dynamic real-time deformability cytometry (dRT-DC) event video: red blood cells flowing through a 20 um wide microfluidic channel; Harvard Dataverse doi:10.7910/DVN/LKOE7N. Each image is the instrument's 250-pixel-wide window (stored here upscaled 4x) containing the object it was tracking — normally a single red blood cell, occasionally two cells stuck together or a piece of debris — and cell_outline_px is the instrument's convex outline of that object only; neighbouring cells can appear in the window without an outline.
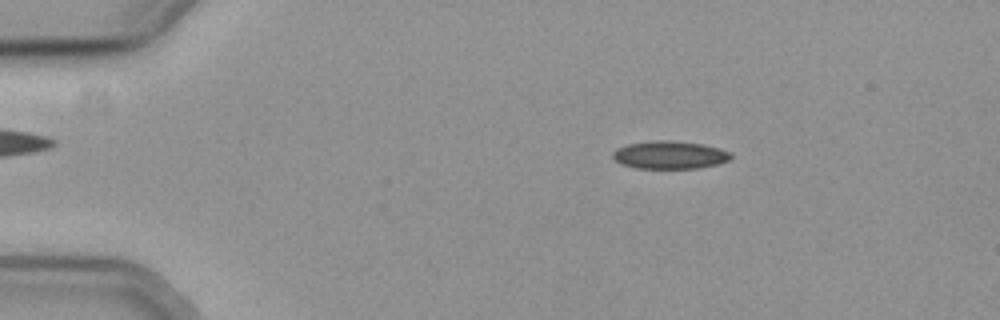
{"species": "common noctule bat (a hibernating species)", "species_latin": "Nyctalus noctula", "temperature_condition": "cold", "stored_images_in_passage": 49, "camera_frame_rate_fps": 3000, "um_per_image_px": 0.085, "animal": {"sex": "female", "body_mass_g": 19.3, "forearm_length_mm": 54.1}, "frame": {"image": 1, "passage_image": 3, "time_ms": 0.667, "image_size_px": [1000, 320], "cell_outline_px": [[732, 160], [716, 164], [696, 168], [636, 168], [620, 164], [612, 156], [612, 152], [616, 148], [628, 144], [652, 140], [668, 140], [704, 144], [720, 148], [728, 152], [732, 156]], "centroid_in_image_um": [56.91, 13.16], "position_along_channel_um": 28.1, "area_um2": 19.25}}
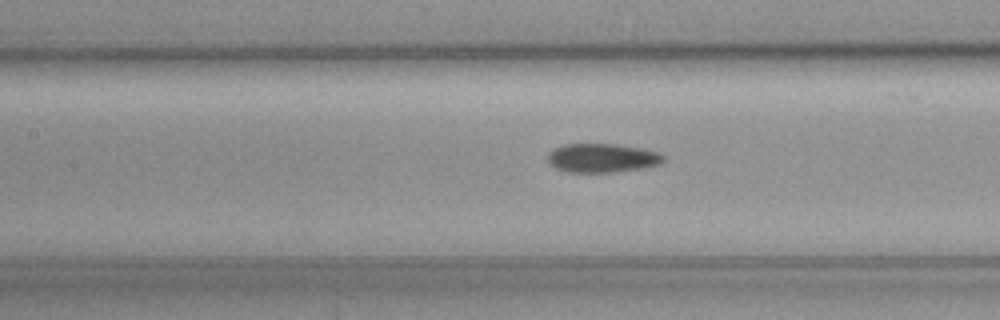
{"frame": {"image": 2, "passage_image": 19, "time_ms": 6.0, "image_size_px": [1000, 320], "cell_outline_px": [[664, 160], [660, 164], [644, 168], [612, 172], [568, 172], [556, 168], [548, 164], [548, 152], [552, 148], [564, 144], [616, 144], [644, 148], [656, 152], [664, 156]], "centroid_in_image_um": [51.15, 13.42], "position_along_channel_um": 156.2, "area_um2": 19.65}}
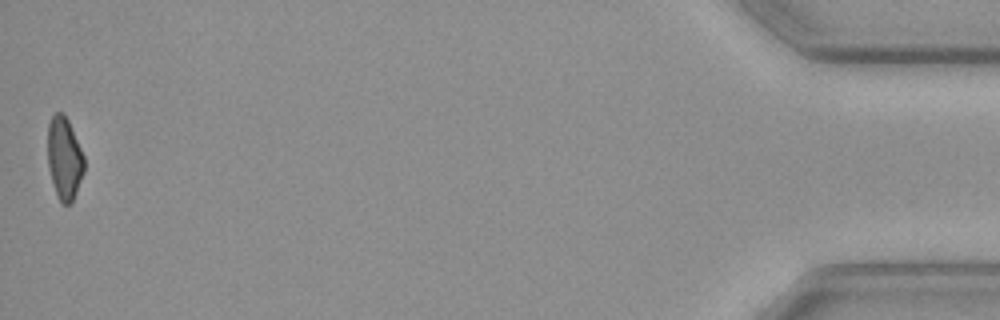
{"frame": {"image": 3, "passage_image": 49, "time_ms": 16.0, "image_size_px": [1000, 320], "cell_outline_px": [[84, 172], [76, 192], [72, 200], [68, 204], [60, 204], [48, 168], [48, 124], [52, 116], [56, 112], [60, 112], [68, 120], [84, 156]], "centroid_in_image_um": [5.46, 13.46], "position_along_channel_um": 429.7, "area_um2": 17.28}, "authors_computed_cell_mechanics": {"area_um2": 19.074, "velocity_mm_per_s": 3.717, "shape_relaxation_time_tau1_ms": 4.4288, "shape_relaxation_time_tau2_ms": 10.2275, "deformation_change_tau1": 0.1243, "deformation_change_tau2": 0.1989}}